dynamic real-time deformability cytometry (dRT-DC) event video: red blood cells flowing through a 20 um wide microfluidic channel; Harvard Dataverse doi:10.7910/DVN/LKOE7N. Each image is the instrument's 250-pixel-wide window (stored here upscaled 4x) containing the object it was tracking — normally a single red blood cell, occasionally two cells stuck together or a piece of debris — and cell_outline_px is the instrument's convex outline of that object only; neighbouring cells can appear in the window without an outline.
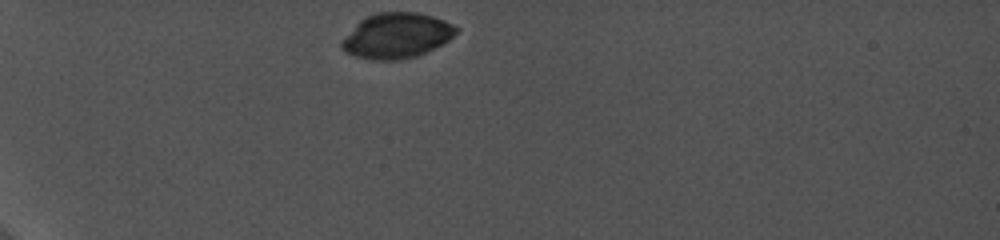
{"species": "common noctule bat (a hibernating species)", "species_latin": "Nyctalus noctula", "temperature_condition": "cold", "stored_images_in_passage": 31, "camera_frame_rate_fps": 5000, "um_per_image_px": 0.085, "animal": {"sex": "female", "body_mass_g": 19.0, "forearm_length_mm": 56.7}, "frame": {"image": 1, "passage_image": 1, "time_ms": 0.0, "image_size_px": [1000, 240], "cell_outline_px": [[460, 28], [448, 40], [416, 56], [396, 60], [376, 60], [356, 56], [344, 52], [340, 48], [340, 40], [360, 20], [376, 12], [416, 12], [432, 16], [444, 20]], "centroid_in_image_um": [33.66, 3.02], "position_along_channel_um": 51.3, "area_um2": 30.0}}